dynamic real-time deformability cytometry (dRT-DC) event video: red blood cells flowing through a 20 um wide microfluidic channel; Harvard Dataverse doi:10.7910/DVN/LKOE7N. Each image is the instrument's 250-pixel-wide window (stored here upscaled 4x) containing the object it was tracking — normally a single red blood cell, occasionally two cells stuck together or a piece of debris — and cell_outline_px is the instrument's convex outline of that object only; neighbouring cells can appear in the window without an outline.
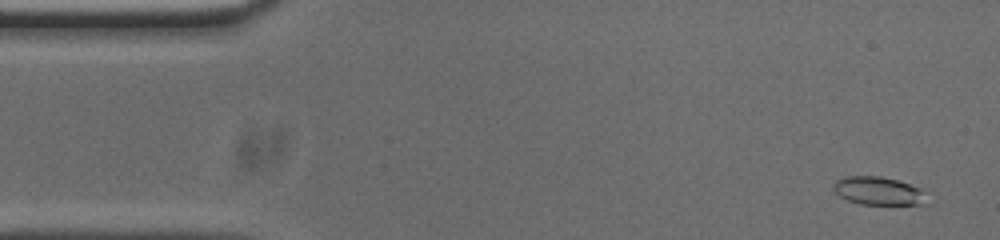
{"species": "common noctule bat (a hibernating species)", "species_latin": "Nyctalus noctula", "temperature_condition": "cold", "stored_images_in_passage": 55, "camera_frame_rate_fps": 3000, "um_per_image_px": 0.085, "animal": {"sex": "male", "body_mass_g": 20.0, "forearm_length_mm": 53.3}, "frame": {"image": 1, "passage_image": 3, "time_ms": 0.667, "image_size_px": [1000, 240], "cell_outline_px": [[924, 204], [860, 204], [848, 200], [840, 196], [832, 188], [832, 184], [836, 180], [844, 176], [880, 176], [896, 180], [920, 188], [924, 192]], "centroid_in_image_um": [74.59, 16.21], "position_along_channel_um": 10.4, "area_um2": 15.09}}
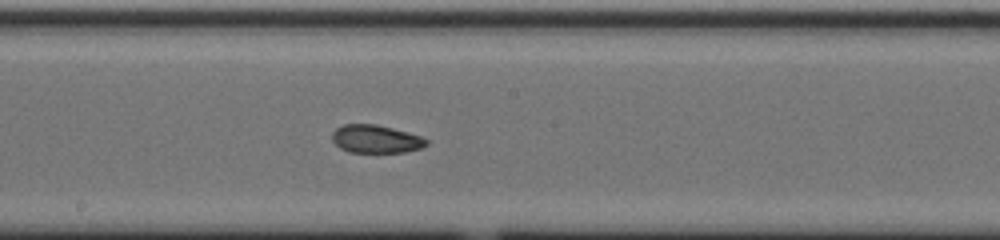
{"frame": {"image": 2, "passage_image": 28, "time_ms": 9.0, "image_size_px": [1000, 240], "cell_outline_px": [[428, 144], [420, 148], [404, 152], [348, 152], [340, 148], [332, 140], [332, 132], [336, 128], [344, 124], [376, 124], [392, 128], [420, 136], [428, 140]], "centroid_in_image_um": [31.92, 11.81], "position_along_channel_um": 216.3, "area_um2": 15.32}}
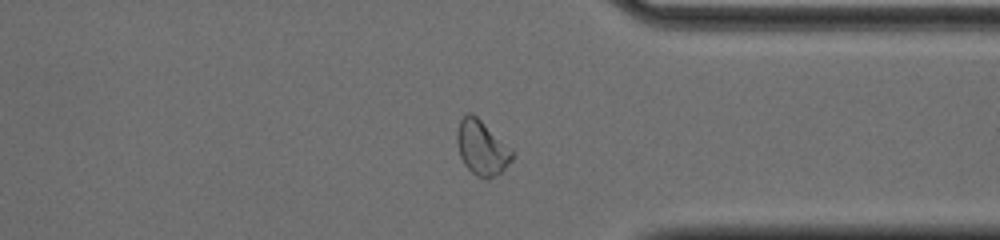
{"frame": {"image": 3, "passage_image": 41, "time_ms": 13.333, "image_size_px": [1000, 240], "cell_outline_px": [[512, 160], [500, 172], [492, 176], [476, 176], [464, 164], [460, 156], [456, 140], [456, 132], [460, 120], [468, 112], [472, 112], [512, 148]], "centroid_in_image_um": [40.93, 12.51], "position_along_channel_um": 370.5, "area_um2": 17.28}, "authors_computed_cell_mechanics": {"area_um2": 16.2996, "velocity_mm_per_s": 3.699, "shape_relaxation_time_tau1_ms": 6.0263, "shape_relaxation_time_tau2_ms": 3.5413, "deformation_change_tau1": 0.1398, "deformation_change_tau2": 0.0702}}